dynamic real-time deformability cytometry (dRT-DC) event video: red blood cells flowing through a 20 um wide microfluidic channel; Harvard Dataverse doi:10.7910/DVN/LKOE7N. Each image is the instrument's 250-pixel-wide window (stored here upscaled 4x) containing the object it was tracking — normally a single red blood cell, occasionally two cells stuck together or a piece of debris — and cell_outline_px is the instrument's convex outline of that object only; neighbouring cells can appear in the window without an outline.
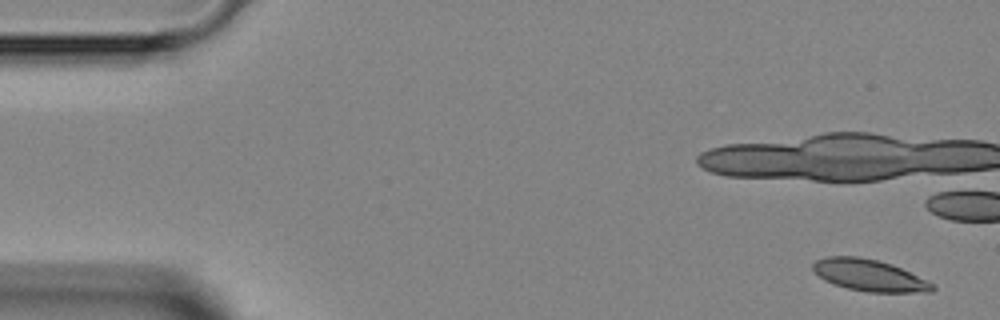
{"species": "Egyptian fruit bat (a non-hibernating species)", "species_latin": "Rousettus aegyptiacus", "temperature_condition": "room temperature", "stored_images_in_passage": 5, "camera_frame_rate_fps": 3000, "um_per_image_px": 0.085, "animal": {"sex": "female"}, "frame": {"image": 1, "passage_image": 1, "time_ms": 0.0, "image_size_px": [1000, 320], "cell_outline_px": [[936, 288], [932, 292], [868, 292], [848, 288], [832, 284], [824, 280], [812, 272], [812, 264], [816, 260], [824, 256], [860, 256], [892, 264], [932, 284]], "centroid_in_image_um": [73.8, 23.39], "position_along_channel_um": 11.2, "area_um2": 21.96}}